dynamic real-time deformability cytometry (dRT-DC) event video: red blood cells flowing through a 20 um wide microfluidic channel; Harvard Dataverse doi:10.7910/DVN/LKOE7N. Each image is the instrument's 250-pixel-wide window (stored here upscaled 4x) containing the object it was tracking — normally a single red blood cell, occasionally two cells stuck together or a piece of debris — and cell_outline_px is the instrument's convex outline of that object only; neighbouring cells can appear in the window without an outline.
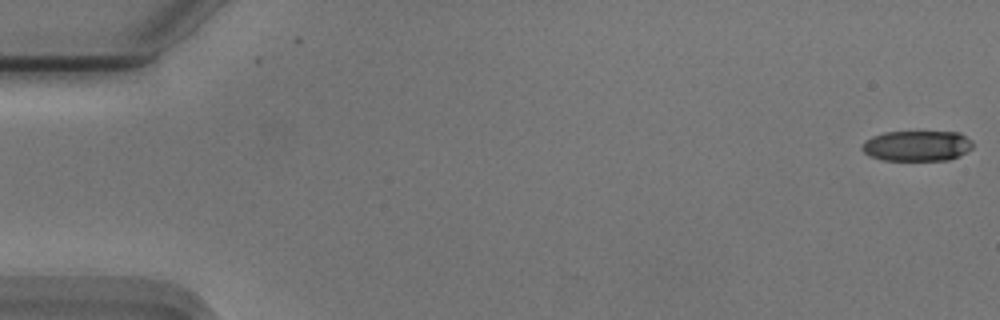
{"species": "Egyptian fruit bat (a non-hibernating species)", "species_latin": "Rousettus aegyptiacus", "temperature_condition": "cold", "stored_images_in_passage": 2, "camera_frame_rate_fps": 3000, "um_per_image_px": 0.085, "animal": {"sex": "male"}, "frame": {"image": 1, "passage_image": 2, "time_ms": 0.333, "image_size_px": [1000, 320], "cell_outline_px": [[972, 148], [960, 156], [948, 160], [880, 160], [868, 156], [860, 148], [864, 140], [872, 136], [884, 132], [960, 132], [972, 140]], "centroid_in_image_um": [77.92, 12.4], "position_along_channel_um": 7.1, "area_um2": 19.94}}